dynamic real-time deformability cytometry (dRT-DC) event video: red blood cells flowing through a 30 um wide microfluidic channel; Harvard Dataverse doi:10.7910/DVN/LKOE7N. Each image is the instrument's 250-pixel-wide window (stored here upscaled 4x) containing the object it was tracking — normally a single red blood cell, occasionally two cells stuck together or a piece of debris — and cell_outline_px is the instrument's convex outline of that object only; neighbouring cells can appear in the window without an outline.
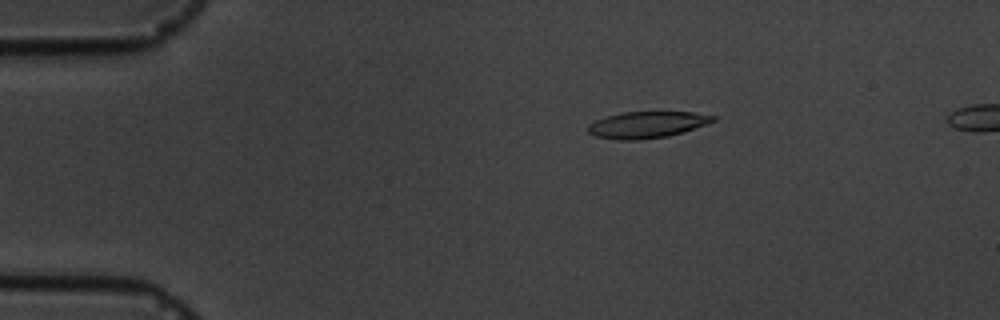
{"species": "common noctule bat (a hibernating species)", "species_latin": "Nyctalus noctula", "temperature_condition": "cold", "stored_images_in_passage": 3, "segment_of_instrument_passage": [1, 2], "camera_frame_rate_fps": 3000, "um_per_image_px": 0.085, "animal": {"sex": "male", "body_mass_g": 19.5, "forearm_length_mm": 54.6}, "frame": {"image": 1, "passage_image": 1, "time_ms": 0.0, "image_size_px": [1000, 320], "cell_outline_px": [[716, 120], [668, 136], [636, 140], [616, 140], [596, 136], [588, 132], [588, 124], [596, 120], [608, 116], [624, 112], [692, 112], [716, 116]], "centroid_in_image_um": [54.95, 10.6], "position_along_channel_um": 30.1, "area_um2": 18.96}}